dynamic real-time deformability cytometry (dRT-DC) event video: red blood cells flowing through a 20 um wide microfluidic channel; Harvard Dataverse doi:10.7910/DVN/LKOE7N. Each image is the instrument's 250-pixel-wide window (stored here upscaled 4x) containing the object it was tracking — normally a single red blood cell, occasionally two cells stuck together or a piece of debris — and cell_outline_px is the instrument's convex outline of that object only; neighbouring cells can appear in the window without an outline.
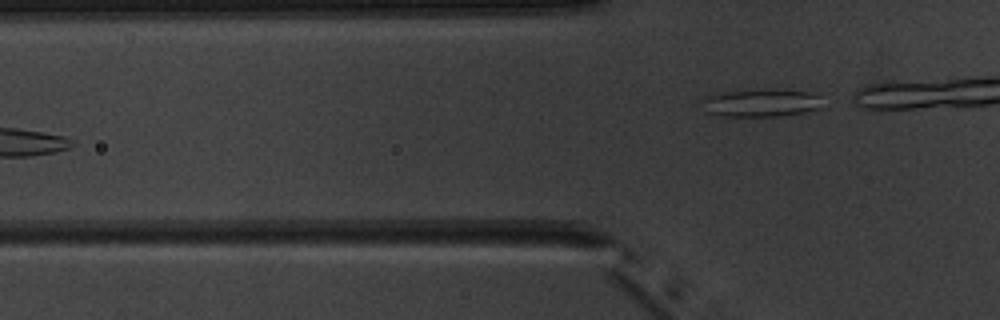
{"species": "common noctule bat (a hibernating species)", "species_latin": "Nyctalus noctula", "temperature_condition": "warm", "stored_images_in_passage": 6, "camera_frame_rate_fps": 3000, "um_per_image_px": 0.085, "animal": {"sex": "male", "body_mass_g": 20.1, "forearm_length_mm": 53.5}, "frame": {"image": 1, "passage_image": 6, "time_ms": 6.667, "image_size_px": [1000, 320], "cell_outline_px": [[816, 108], [800, 112], [780, 116], [724, 116], [704, 112], [700, 100], [708, 96], [720, 92], [768, 88], [808, 92], [816, 96]], "centroid_in_image_um": [64.49, 8.73], "position_along_channel_um": 61.3, "area_um2": 19.19}}